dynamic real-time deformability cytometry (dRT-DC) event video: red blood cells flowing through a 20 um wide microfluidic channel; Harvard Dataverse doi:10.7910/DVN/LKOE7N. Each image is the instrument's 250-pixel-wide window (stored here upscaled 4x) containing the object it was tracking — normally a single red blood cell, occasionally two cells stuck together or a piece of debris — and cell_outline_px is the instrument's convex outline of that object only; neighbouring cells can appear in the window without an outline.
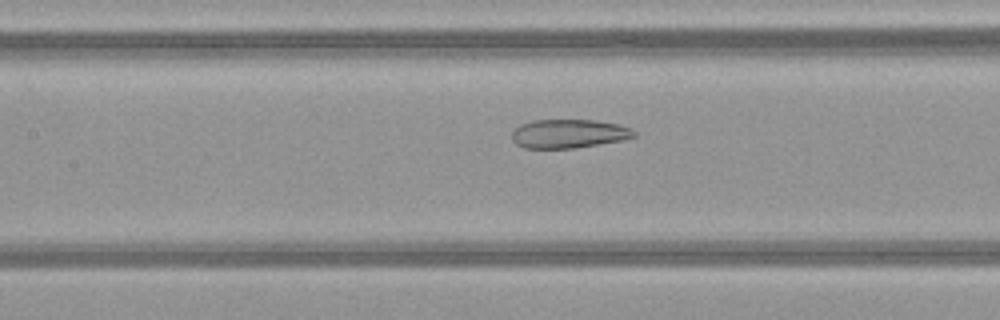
{"species": "common noctule bat (a hibernating species)", "species_latin": "Nyctalus noctula", "temperature_condition": "warm", "stored_images_in_passage": 51, "camera_frame_rate_fps": 3000, "um_per_image_px": 0.085, "animal": {"sex": "female", "body_mass_g": 21.9}, "frame": {"image": 1, "passage_image": 24, "time_ms": 7.667, "image_size_px": [1000, 320], "cell_outline_px": [[636, 136], [624, 140], [576, 148], [524, 148], [516, 144], [512, 140], [512, 132], [520, 124], [532, 120], [596, 120], [620, 124], [632, 128], [636, 132]], "centroid_in_image_um": [48.37, 11.36], "position_along_channel_um": 159.0, "area_um2": 20.75}}
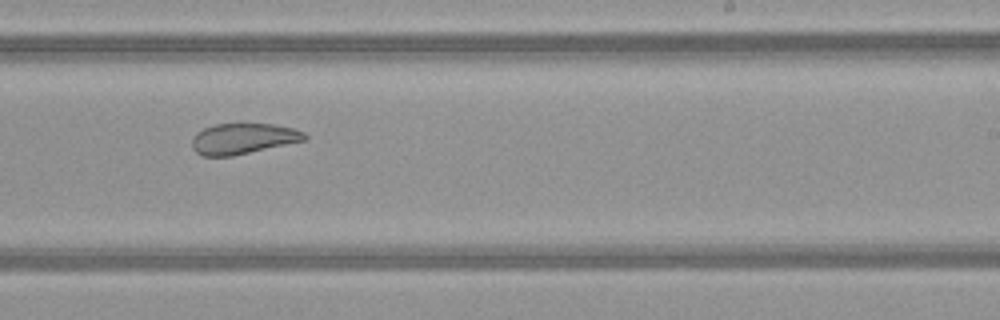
{"frame": {"image": 2, "passage_image": 32, "time_ms": 10.333, "image_size_px": [1000, 320], "cell_outline_px": [[308, 140], [232, 156], [200, 156], [192, 148], [192, 140], [196, 132], [204, 128], [216, 124], [272, 124], [292, 128], [304, 132], [308, 136]], "centroid_in_image_um": [20.67, 11.79], "position_along_channel_um": 268.3, "area_um2": 20.23}}
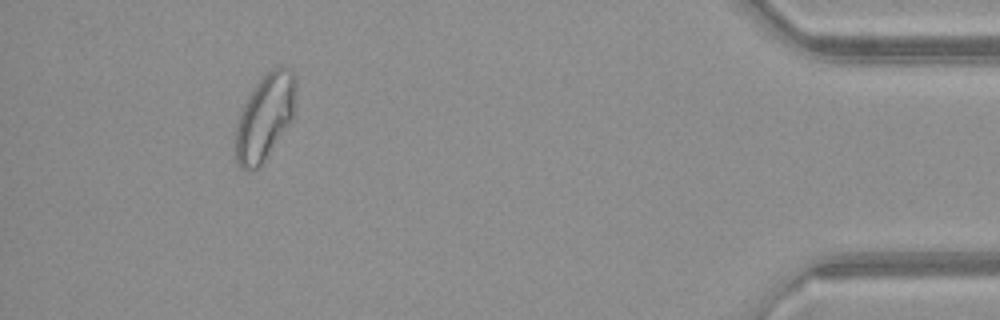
{"frame": {"image": 3, "passage_image": 47, "time_ms": 15.333, "image_size_px": [1000, 320], "cell_outline_px": [[296, 96], [292, 116], [260, 164], [256, 168], [248, 172], [240, 168], [236, 160], [236, 124], [240, 112], [252, 88], [272, 68], [280, 64], [292, 68], [296, 76]], "centroid_in_image_um": [22.51, 9.86], "position_along_channel_um": 412.7, "area_um2": 29.65}, "authors_computed_cell_mechanics": {"area_um2": 27.9752, "velocity_mm_per_s": 4.1199, "shape_relaxation_time_tau1_ms": null, "shape_relaxation_time_tau2_ms": 1.4549, "deformation_change_tau1": null, "deformation_change_tau2": 0.0856}}